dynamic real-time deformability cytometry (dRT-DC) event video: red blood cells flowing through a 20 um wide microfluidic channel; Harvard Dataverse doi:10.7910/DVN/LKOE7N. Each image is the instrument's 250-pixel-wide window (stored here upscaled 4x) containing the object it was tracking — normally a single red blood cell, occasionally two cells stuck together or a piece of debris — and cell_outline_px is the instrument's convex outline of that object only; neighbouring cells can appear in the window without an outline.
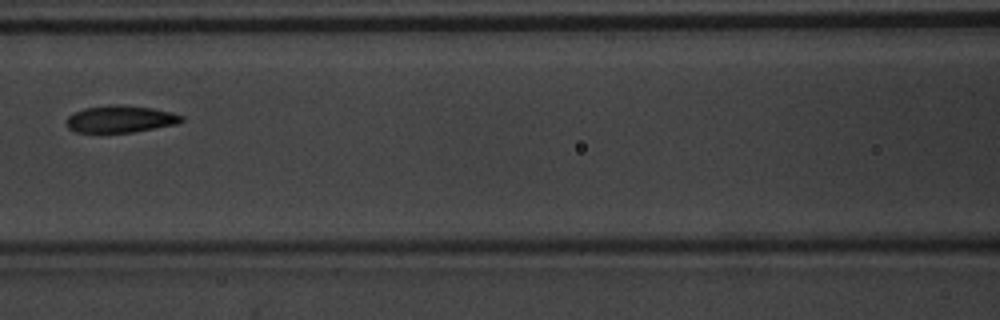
{"species": "common noctule bat (a hibernating species)", "species_latin": "Nyctalus noctula", "temperature_condition": "warm", "stored_images_in_passage": 5, "camera_frame_rate_fps": 3000, "um_per_image_px": 0.085, "animal": {"sex": "male", "body_mass_g": 20.1, "forearm_length_mm": 53.5}, "frame": {"image": 1, "passage_image": 5, "time_ms": 1.333, "image_size_px": [1000, 320], "cell_outline_px": [[184, 120], [176, 124], [132, 132], [76, 132], [68, 128], [68, 116], [84, 108], [108, 104], [120, 104], [152, 108], [172, 112], [184, 116]], "centroid_in_image_um": [10.26, 10.1], "position_along_channel_um": 156.3, "area_um2": 18.03}}